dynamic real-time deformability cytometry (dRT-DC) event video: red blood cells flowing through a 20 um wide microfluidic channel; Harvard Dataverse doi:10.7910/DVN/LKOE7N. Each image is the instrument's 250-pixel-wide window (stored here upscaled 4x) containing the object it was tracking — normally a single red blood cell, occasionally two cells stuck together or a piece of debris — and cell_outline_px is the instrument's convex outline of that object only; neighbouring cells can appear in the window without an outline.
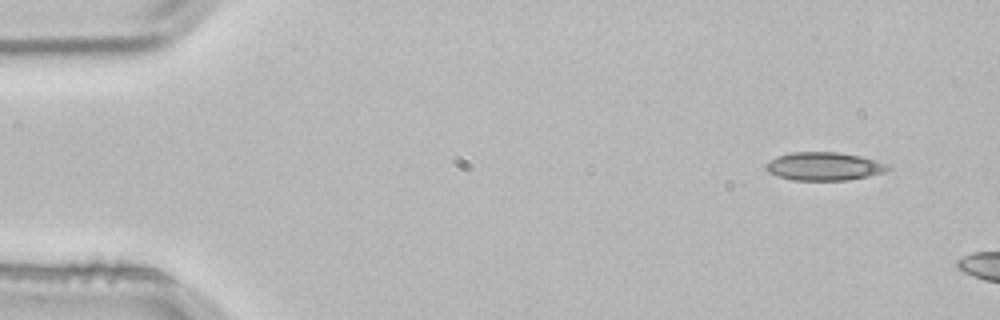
{"species": "common noctule bat (a hibernating species)", "species_latin": "Nyctalus noctula", "temperature_condition": "room temperature", "stored_images_in_passage": 2, "camera_frame_rate_fps": 3000, "um_per_image_px": 0.085, "animal": {"sex": "male", "body_mass_g": 21.5, "forearm_length_mm": 52.0}, "frame": {"image": 1, "passage_image": 1, "time_ms": 0.0, "image_size_px": [1000, 320], "cell_outline_px": [[892, 168], [884, 172], [868, 176], [848, 180], [792, 180], [776, 176], [768, 172], [764, 168], [764, 164], [768, 160], [776, 156], [792, 152], [836, 152], [860, 156], [876, 160], [888, 164]], "centroid_in_image_um": [70.0, 14.14], "position_along_channel_um": 15.0, "area_um2": 20.29}}